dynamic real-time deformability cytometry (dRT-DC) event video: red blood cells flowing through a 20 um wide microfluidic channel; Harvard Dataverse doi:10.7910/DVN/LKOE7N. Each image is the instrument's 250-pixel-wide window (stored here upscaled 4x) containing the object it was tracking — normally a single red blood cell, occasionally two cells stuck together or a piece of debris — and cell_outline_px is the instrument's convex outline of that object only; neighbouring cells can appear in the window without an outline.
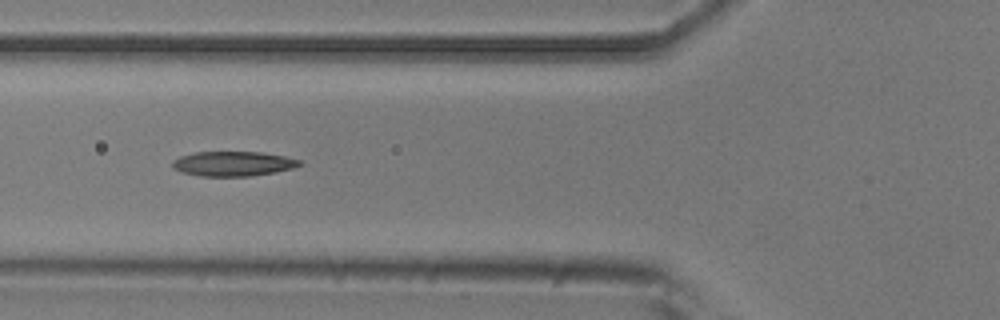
{"species": "common noctule bat (a hibernating species)", "species_latin": "Nyctalus noctula", "temperature_condition": "room temperature", "stored_images_in_passage": 6, "camera_frame_rate_fps": 3000, "um_per_image_px": 0.085, "animal": {"sex": "male", "body_mass_g": 20.5, "forearm_length_mm": 52.5}, "frame": {"image": 1, "passage_image": 2, "time_ms": 1.0, "image_size_px": [1000, 320], "cell_outline_px": [[304, 164], [292, 168], [276, 172], [252, 176], [200, 176], [180, 172], [172, 168], [172, 160], [180, 156], [196, 152], [260, 152], [284, 156], [300, 160]], "centroid_in_image_um": [19.79, 13.92], "position_along_channel_um": 106.0, "area_um2": 18.44}}
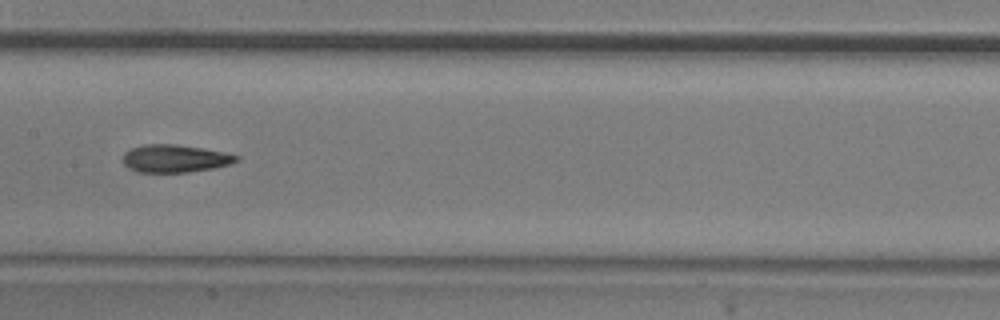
{"frame": {"image": 2, "passage_image": 4, "time_ms": 3.333, "image_size_px": [1000, 320], "cell_outline_px": [[240, 160], [216, 168], [188, 172], [136, 172], [128, 168], [124, 164], [124, 152], [132, 148], [144, 144], [176, 144], [204, 148], [224, 152], [240, 156]], "centroid_in_image_um": [14.89, 13.47], "position_along_channel_um": 192.5, "area_um2": 18.44}}
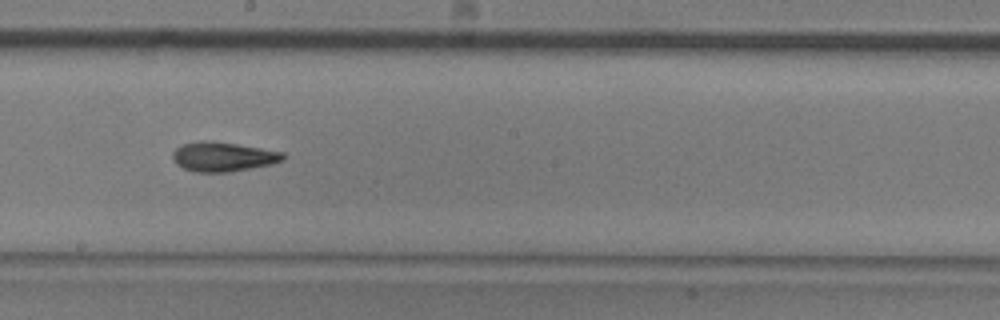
{"frame": {"image": 3, "passage_image": 5, "time_ms": 4.333, "image_size_px": [1000, 320], "cell_outline_px": [[288, 156], [284, 160], [272, 164], [228, 172], [196, 172], [184, 168], [176, 164], [172, 160], [172, 152], [180, 144], [200, 140], [208, 140], [236, 144], [284, 152]], "centroid_in_image_um": [18.94, 13.31], "position_along_channel_um": 229.3, "area_um2": 19.13}}